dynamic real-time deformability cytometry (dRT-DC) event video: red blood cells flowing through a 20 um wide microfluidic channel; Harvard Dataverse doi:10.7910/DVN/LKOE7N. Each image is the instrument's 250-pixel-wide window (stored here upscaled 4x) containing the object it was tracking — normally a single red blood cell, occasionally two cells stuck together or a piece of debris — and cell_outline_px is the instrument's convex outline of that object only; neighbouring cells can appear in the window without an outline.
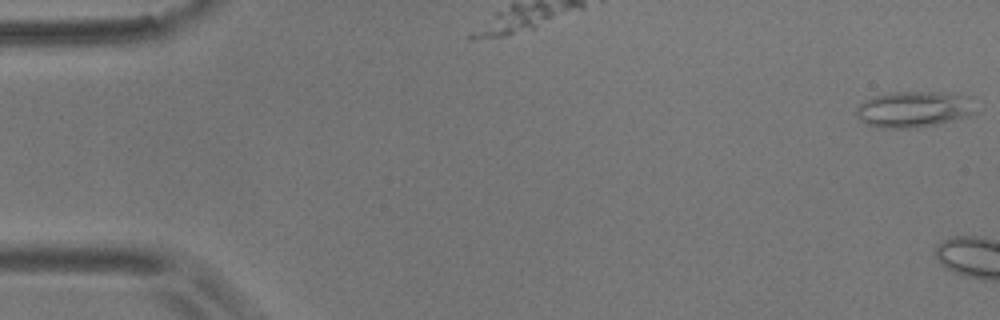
{"species": "common noctule bat (a hibernating species)", "species_latin": "Nyctalus noctula", "temperature_condition": "room temperature", "stored_images_in_passage": 3, "camera_frame_rate_fps": 3000, "um_per_image_px": 0.085, "animal": {"sex": "male", "body_mass_g": 17.9}, "frame": {"image": 1, "passage_image": 1, "time_ms": 0.0, "image_size_px": [1000, 320], "cell_outline_px": [[976, 112], [968, 116], [936, 124], [912, 128], [880, 128], [864, 124], [856, 116], [856, 108], [864, 100], [872, 96], [892, 92], [936, 92], [968, 96]], "centroid_in_image_um": [77.6, 9.29], "position_along_channel_um": 7.4, "area_um2": 25.03}}